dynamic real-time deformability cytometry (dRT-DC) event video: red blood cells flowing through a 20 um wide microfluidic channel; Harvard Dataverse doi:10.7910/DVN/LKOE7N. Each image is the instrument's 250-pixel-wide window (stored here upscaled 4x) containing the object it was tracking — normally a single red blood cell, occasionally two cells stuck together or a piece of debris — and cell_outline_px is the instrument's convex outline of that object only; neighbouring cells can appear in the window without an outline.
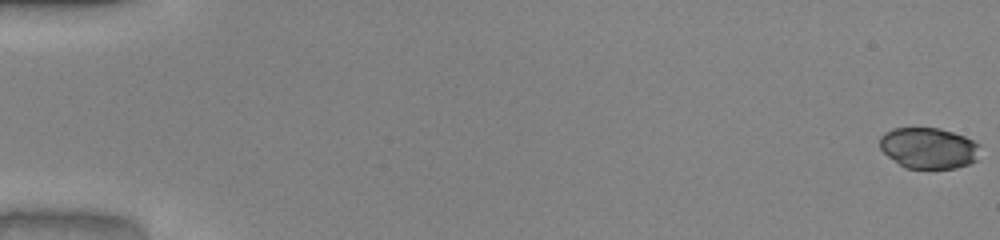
{"species": "common noctule bat (a hibernating species)", "species_latin": "Nyctalus noctula", "temperature_condition": "warm", "stored_images_in_passage": 52, "camera_frame_rate_fps": 3000, "um_per_image_px": 0.085, "animal": {"sex": "male", "body_mass_g": 20.0, "forearm_length_mm": 53.3}, "frame": {"image": 1, "passage_image": 1, "time_ms": 0.0, "image_size_px": [1000, 240], "cell_outline_px": [[980, 144], [976, 160], [968, 164], [956, 168], [904, 168], [888, 156], [880, 148], [880, 136], [884, 132], [892, 128], [940, 128], [964, 136]], "centroid_in_image_um": [78.91, 12.58], "position_along_channel_um": 6.1, "area_um2": 23.93}}
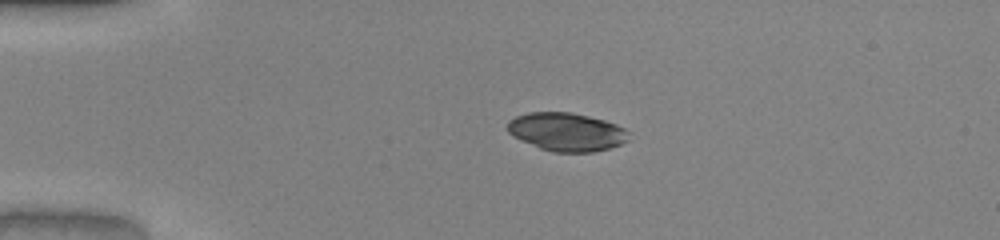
{"frame": {"image": 2, "passage_image": 13, "time_ms": 4.0, "image_size_px": [1000, 240], "cell_outline_px": [[628, 140], [620, 144], [608, 148], [592, 152], [556, 152], [540, 148], [512, 136], [508, 132], [508, 120], [516, 116], [528, 112], [572, 112], [604, 120], [616, 124], [624, 128], [628, 132]], "centroid_in_image_um": [48.14, 11.2], "position_along_channel_um": 36.9, "area_um2": 26.93}}
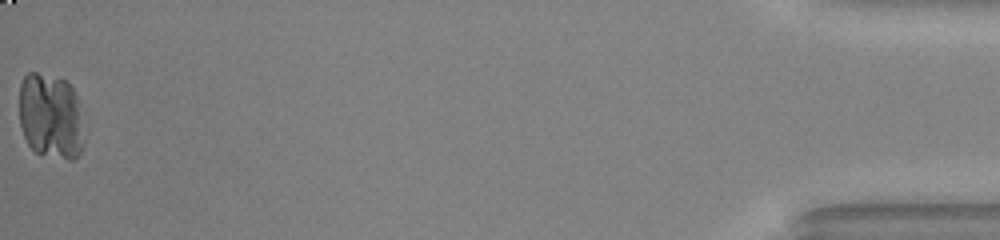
{"frame": {"image": 3, "passage_image": 52, "time_ms": 17.0, "image_size_px": [1000, 240], "cell_outline_px": [[84, 144], [80, 152], [72, 160], [68, 160], [36, 152], [28, 144], [24, 136], [20, 124], [20, 84], [24, 76], [28, 72], [36, 72], [60, 76], [72, 88], [76, 96]], "centroid_in_image_um": [4.28, 9.85], "position_along_channel_um": 430.9, "area_um2": 32.19}}